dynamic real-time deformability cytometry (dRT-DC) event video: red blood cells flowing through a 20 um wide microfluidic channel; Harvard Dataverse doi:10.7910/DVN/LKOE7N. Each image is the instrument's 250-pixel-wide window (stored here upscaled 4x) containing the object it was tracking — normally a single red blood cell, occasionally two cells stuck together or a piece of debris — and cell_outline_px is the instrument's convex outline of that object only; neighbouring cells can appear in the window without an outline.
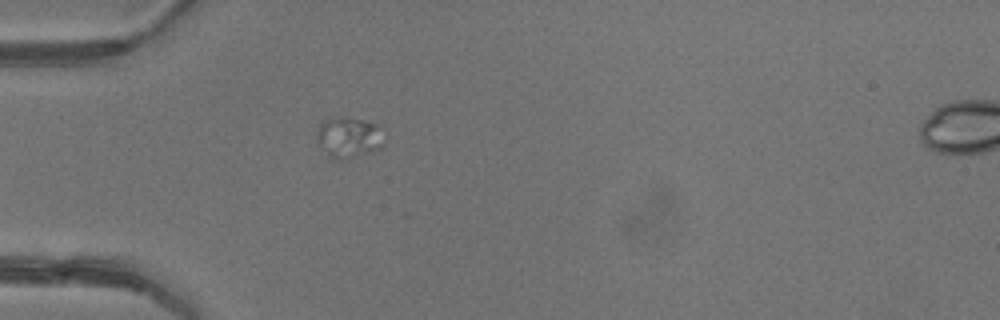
{"species": "common noctule bat (a hibernating species)", "species_latin": "Nyctalus noctula", "temperature_condition": "warm", "stored_images_in_passage": 2, "camera_frame_rate_fps": 3000, "um_per_image_px": 0.085, "animal": {"sex": "female"}, "frame": {"image": 1, "passage_image": 1, "time_ms": 0.0, "image_size_px": [1000, 320], "cell_outline_px": [[380, 148], [372, 152], [340, 160], [328, 160], [316, 140], [316, 136], [320, 124], [324, 120], [360, 120], [380, 124]], "centroid_in_image_um": [29.57, 11.76], "position_along_channel_um": 55.4, "area_um2": 15.49}}